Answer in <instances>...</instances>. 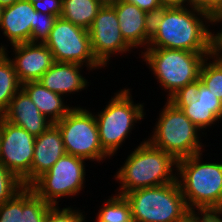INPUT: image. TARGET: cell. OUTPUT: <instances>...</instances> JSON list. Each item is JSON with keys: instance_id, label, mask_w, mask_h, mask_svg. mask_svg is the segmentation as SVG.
<instances>
[{"instance_id": "obj_1", "label": "cell", "mask_w": 222, "mask_h": 222, "mask_svg": "<svg viewBox=\"0 0 222 222\" xmlns=\"http://www.w3.org/2000/svg\"><path fill=\"white\" fill-rule=\"evenodd\" d=\"M210 20L211 15L203 10L189 9L181 4H166L152 16L151 35L146 49L210 52Z\"/></svg>"}, {"instance_id": "obj_2", "label": "cell", "mask_w": 222, "mask_h": 222, "mask_svg": "<svg viewBox=\"0 0 222 222\" xmlns=\"http://www.w3.org/2000/svg\"><path fill=\"white\" fill-rule=\"evenodd\" d=\"M176 170L177 160L171 154L144 140L128 155L114 176L121 184L118 194L124 196L133 190L175 182Z\"/></svg>"}, {"instance_id": "obj_3", "label": "cell", "mask_w": 222, "mask_h": 222, "mask_svg": "<svg viewBox=\"0 0 222 222\" xmlns=\"http://www.w3.org/2000/svg\"><path fill=\"white\" fill-rule=\"evenodd\" d=\"M202 155L177 160V181L190 211H218L222 207V162H201Z\"/></svg>"}, {"instance_id": "obj_4", "label": "cell", "mask_w": 222, "mask_h": 222, "mask_svg": "<svg viewBox=\"0 0 222 222\" xmlns=\"http://www.w3.org/2000/svg\"><path fill=\"white\" fill-rule=\"evenodd\" d=\"M144 51V52H143ZM141 57L159 82V87L169 92L167 99L184 91L199 80L200 68L210 52H192L175 49H146Z\"/></svg>"}, {"instance_id": "obj_5", "label": "cell", "mask_w": 222, "mask_h": 222, "mask_svg": "<svg viewBox=\"0 0 222 222\" xmlns=\"http://www.w3.org/2000/svg\"><path fill=\"white\" fill-rule=\"evenodd\" d=\"M157 121L153 134L146 139L152 146L171 154L176 160L203 152L201 129L169 100Z\"/></svg>"}, {"instance_id": "obj_6", "label": "cell", "mask_w": 222, "mask_h": 222, "mask_svg": "<svg viewBox=\"0 0 222 222\" xmlns=\"http://www.w3.org/2000/svg\"><path fill=\"white\" fill-rule=\"evenodd\" d=\"M133 222H175L190 212L178 181L141 188L124 195Z\"/></svg>"}, {"instance_id": "obj_7", "label": "cell", "mask_w": 222, "mask_h": 222, "mask_svg": "<svg viewBox=\"0 0 222 222\" xmlns=\"http://www.w3.org/2000/svg\"><path fill=\"white\" fill-rule=\"evenodd\" d=\"M130 90L124 88L114 93L103 111L94 113L100 144L110 157L115 156L123 141L125 143L134 123L145 116L143 104L134 103Z\"/></svg>"}, {"instance_id": "obj_8", "label": "cell", "mask_w": 222, "mask_h": 222, "mask_svg": "<svg viewBox=\"0 0 222 222\" xmlns=\"http://www.w3.org/2000/svg\"><path fill=\"white\" fill-rule=\"evenodd\" d=\"M55 125L61 131L67 154L98 163L110 159L100 144L96 118L86 107H73Z\"/></svg>"}, {"instance_id": "obj_9", "label": "cell", "mask_w": 222, "mask_h": 222, "mask_svg": "<svg viewBox=\"0 0 222 222\" xmlns=\"http://www.w3.org/2000/svg\"><path fill=\"white\" fill-rule=\"evenodd\" d=\"M85 159L64 154L29 187L46 203L57 206L58 199L77 196L84 188Z\"/></svg>"}, {"instance_id": "obj_10", "label": "cell", "mask_w": 222, "mask_h": 222, "mask_svg": "<svg viewBox=\"0 0 222 222\" xmlns=\"http://www.w3.org/2000/svg\"><path fill=\"white\" fill-rule=\"evenodd\" d=\"M54 56L55 62L85 65L87 70L103 68L94 58L89 32L58 17L44 43Z\"/></svg>"}, {"instance_id": "obj_11", "label": "cell", "mask_w": 222, "mask_h": 222, "mask_svg": "<svg viewBox=\"0 0 222 222\" xmlns=\"http://www.w3.org/2000/svg\"><path fill=\"white\" fill-rule=\"evenodd\" d=\"M35 137L0 116V163L23 184L31 185Z\"/></svg>"}, {"instance_id": "obj_12", "label": "cell", "mask_w": 222, "mask_h": 222, "mask_svg": "<svg viewBox=\"0 0 222 222\" xmlns=\"http://www.w3.org/2000/svg\"><path fill=\"white\" fill-rule=\"evenodd\" d=\"M91 49L96 61L104 68L114 54L131 52L120 32L113 6H102L88 30Z\"/></svg>"}, {"instance_id": "obj_13", "label": "cell", "mask_w": 222, "mask_h": 222, "mask_svg": "<svg viewBox=\"0 0 222 222\" xmlns=\"http://www.w3.org/2000/svg\"><path fill=\"white\" fill-rule=\"evenodd\" d=\"M15 56L10 58L21 84L39 81L41 76L55 63L50 49L44 43H22L13 45Z\"/></svg>"}, {"instance_id": "obj_14", "label": "cell", "mask_w": 222, "mask_h": 222, "mask_svg": "<svg viewBox=\"0 0 222 222\" xmlns=\"http://www.w3.org/2000/svg\"><path fill=\"white\" fill-rule=\"evenodd\" d=\"M120 32L125 42L133 49H146L151 35L152 16L136 5L120 0L114 4Z\"/></svg>"}, {"instance_id": "obj_15", "label": "cell", "mask_w": 222, "mask_h": 222, "mask_svg": "<svg viewBox=\"0 0 222 222\" xmlns=\"http://www.w3.org/2000/svg\"><path fill=\"white\" fill-rule=\"evenodd\" d=\"M51 206L29 186H24L0 205V222H45Z\"/></svg>"}, {"instance_id": "obj_16", "label": "cell", "mask_w": 222, "mask_h": 222, "mask_svg": "<svg viewBox=\"0 0 222 222\" xmlns=\"http://www.w3.org/2000/svg\"><path fill=\"white\" fill-rule=\"evenodd\" d=\"M36 10L28 0H18L3 7L0 29L10 41V46L31 42Z\"/></svg>"}, {"instance_id": "obj_17", "label": "cell", "mask_w": 222, "mask_h": 222, "mask_svg": "<svg viewBox=\"0 0 222 222\" xmlns=\"http://www.w3.org/2000/svg\"><path fill=\"white\" fill-rule=\"evenodd\" d=\"M5 120L20 126L34 137L39 136L53 123L48 120L21 88L1 115Z\"/></svg>"}, {"instance_id": "obj_18", "label": "cell", "mask_w": 222, "mask_h": 222, "mask_svg": "<svg viewBox=\"0 0 222 222\" xmlns=\"http://www.w3.org/2000/svg\"><path fill=\"white\" fill-rule=\"evenodd\" d=\"M64 154H66V150L61 131L55 124H52L42 134L35 137L31 184L47 172Z\"/></svg>"}, {"instance_id": "obj_19", "label": "cell", "mask_w": 222, "mask_h": 222, "mask_svg": "<svg viewBox=\"0 0 222 222\" xmlns=\"http://www.w3.org/2000/svg\"><path fill=\"white\" fill-rule=\"evenodd\" d=\"M82 67L76 63L55 62L40 78L39 82L48 90L62 96L74 94L89 86V82L81 74Z\"/></svg>"}, {"instance_id": "obj_20", "label": "cell", "mask_w": 222, "mask_h": 222, "mask_svg": "<svg viewBox=\"0 0 222 222\" xmlns=\"http://www.w3.org/2000/svg\"><path fill=\"white\" fill-rule=\"evenodd\" d=\"M199 95L193 89L189 88L184 91H178L172 98L169 99L178 109L182 110L190 121L199 129L212 127V124L222 120V106H204L198 101Z\"/></svg>"}, {"instance_id": "obj_21", "label": "cell", "mask_w": 222, "mask_h": 222, "mask_svg": "<svg viewBox=\"0 0 222 222\" xmlns=\"http://www.w3.org/2000/svg\"><path fill=\"white\" fill-rule=\"evenodd\" d=\"M22 89L53 124L59 122L73 108L64 103V96L48 90L39 81L24 83Z\"/></svg>"}, {"instance_id": "obj_22", "label": "cell", "mask_w": 222, "mask_h": 222, "mask_svg": "<svg viewBox=\"0 0 222 222\" xmlns=\"http://www.w3.org/2000/svg\"><path fill=\"white\" fill-rule=\"evenodd\" d=\"M7 47L0 46V116L7 110L10 101L22 88L14 66L7 52Z\"/></svg>"}, {"instance_id": "obj_23", "label": "cell", "mask_w": 222, "mask_h": 222, "mask_svg": "<svg viewBox=\"0 0 222 222\" xmlns=\"http://www.w3.org/2000/svg\"><path fill=\"white\" fill-rule=\"evenodd\" d=\"M101 7L96 0H62L60 17L89 30Z\"/></svg>"}, {"instance_id": "obj_24", "label": "cell", "mask_w": 222, "mask_h": 222, "mask_svg": "<svg viewBox=\"0 0 222 222\" xmlns=\"http://www.w3.org/2000/svg\"><path fill=\"white\" fill-rule=\"evenodd\" d=\"M104 202L96 222H133L131 207L125 196L115 194Z\"/></svg>"}, {"instance_id": "obj_25", "label": "cell", "mask_w": 222, "mask_h": 222, "mask_svg": "<svg viewBox=\"0 0 222 222\" xmlns=\"http://www.w3.org/2000/svg\"><path fill=\"white\" fill-rule=\"evenodd\" d=\"M209 60L208 56L201 65L199 81L222 101V63Z\"/></svg>"}, {"instance_id": "obj_26", "label": "cell", "mask_w": 222, "mask_h": 222, "mask_svg": "<svg viewBox=\"0 0 222 222\" xmlns=\"http://www.w3.org/2000/svg\"><path fill=\"white\" fill-rule=\"evenodd\" d=\"M23 187L22 182L0 163V205L10 200Z\"/></svg>"}, {"instance_id": "obj_27", "label": "cell", "mask_w": 222, "mask_h": 222, "mask_svg": "<svg viewBox=\"0 0 222 222\" xmlns=\"http://www.w3.org/2000/svg\"><path fill=\"white\" fill-rule=\"evenodd\" d=\"M58 17L35 12L34 29L31 31V43H45Z\"/></svg>"}, {"instance_id": "obj_28", "label": "cell", "mask_w": 222, "mask_h": 222, "mask_svg": "<svg viewBox=\"0 0 222 222\" xmlns=\"http://www.w3.org/2000/svg\"><path fill=\"white\" fill-rule=\"evenodd\" d=\"M222 23V13L211 15L210 24L214 25ZM214 23V24H213ZM210 32V59L222 63V28L216 34Z\"/></svg>"}, {"instance_id": "obj_29", "label": "cell", "mask_w": 222, "mask_h": 222, "mask_svg": "<svg viewBox=\"0 0 222 222\" xmlns=\"http://www.w3.org/2000/svg\"><path fill=\"white\" fill-rule=\"evenodd\" d=\"M33 8L47 15L61 16L62 0H28Z\"/></svg>"}, {"instance_id": "obj_30", "label": "cell", "mask_w": 222, "mask_h": 222, "mask_svg": "<svg viewBox=\"0 0 222 222\" xmlns=\"http://www.w3.org/2000/svg\"><path fill=\"white\" fill-rule=\"evenodd\" d=\"M183 5L203 10L210 15L222 13V0H183Z\"/></svg>"}, {"instance_id": "obj_31", "label": "cell", "mask_w": 222, "mask_h": 222, "mask_svg": "<svg viewBox=\"0 0 222 222\" xmlns=\"http://www.w3.org/2000/svg\"><path fill=\"white\" fill-rule=\"evenodd\" d=\"M55 206V222H85V216L80 210L73 207L59 208Z\"/></svg>"}, {"instance_id": "obj_32", "label": "cell", "mask_w": 222, "mask_h": 222, "mask_svg": "<svg viewBox=\"0 0 222 222\" xmlns=\"http://www.w3.org/2000/svg\"><path fill=\"white\" fill-rule=\"evenodd\" d=\"M192 88L198 93V101L204 106H222V101L199 80L192 86Z\"/></svg>"}, {"instance_id": "obj_33", "label": "cell", "mask_w": 222, "mask_h": 222, "mask_svg": "<svg viewBox=\"0 0 222 222\" xmlns=\"http://www.w3.org/2000/svg\"><path fill=\"white\" fill-rule=\"evenodd\" d=\"M136 5L141 10H144L151 16L157 14L165 5L164 0H124Z\"/></svg>"}, {"instance_id": "obj_34", "label": "cell", "mask_w": 222, "mask_h": 222, "mask_svg": "<svg viewBox=\"0 0 222 222\" xmlns=\"http://www.w3.org/2000/svg\"><path fill=\"white\" fill-rule=\"evenodd\" d=\"M221 217L222 216L218 211H197L196 212V222H222Z\"/></svg>"}, {"instance_id": "obj_35", "label": "cell", "mask_w": 222, "mask_h": 222, "mask_svg": "<svg viewBox=\"0 0 222 222\" xmlns=\"http://www.w3.org/2000/svg\"><path fill=\"white\" fill-rule=\"evenodd\" d=\"M175 222H196V211H190L183 218Z\"/></svg>"}, {"instance_id": "obj_36", "label": "cell", "mask_w": 222, "mask_h": 222, "mask_svg": "<svg viewBox=\"0 0 222 222\" xmlns=\"http://www.w3.org/2000/svg\"><path fill=\"white\" fill-rule=\"evenodd\" d=\"M45 222H55V206L49 208Z\"/></svg>"}, {"instance_id": "obj_37", "label": "cell", "mask_w": 222, "mask_h": 222, "mask_svg": "<svg viewBox=\"0 0 222 222\" xmlns=\"http://www.w3.org/2000/svg\"><path fill=\"white\" fill-rule=\"evenodd\" d=\"M101 6H113L120 0H96Z\"/></svg>"}, {"instance_id": "obj_38", "label": "cell", "mask_w": 222, "mask_h": 222, "mask_svg": "<svg viewBox=\"0 0 222 222\" xmlns=\"http://www.w3.org/2000/svg\"><path fill=\"white\" fill-rule=\"evenodd\" d=\"M18 0H0V5L2 7L10 6L16 3Z\"/></svg>"}, {"instance_id": "obj_39", "label": "cell", "mask_w": 222, "mask_h": 222, "mask_svg": "<svg viewBox=\"0 0 222 222\" xmlns=\"http://www.w3.org/2000/svg\"><path fill=\"white\" fill-rule=\"evenodd\" d=\"M166 4H181L183 5V0H164Z\"/></svg>"}, {"instance_id": "obj_40", "label": "cell", "mask_w": 222, "mask_h": 222, "mask_svg": "<svg viewBox=\"0 0 222 222\" xmlns=\"http://www.w3.org/2000/svg\"><path fill=\"white\" fill-rule=\"evenodd\" d=\"M2 10H3V7L0 5V21H1V16H2Z\"/></svg>"}, {"instance_id": "obj_41", "label": "cell", "mask_w": 222, "mask_h": 222, "mask_svg": "<svg viewBox=\"0 0 222 222\" xmlns=\"http://www.w3.org/2000/svg\"><path fill=\"white\" fill-rule=\"evenodd\" d=\"M218 212L221 214L222 216V207L218 210Z\"/></svg>"}]
</instances>
